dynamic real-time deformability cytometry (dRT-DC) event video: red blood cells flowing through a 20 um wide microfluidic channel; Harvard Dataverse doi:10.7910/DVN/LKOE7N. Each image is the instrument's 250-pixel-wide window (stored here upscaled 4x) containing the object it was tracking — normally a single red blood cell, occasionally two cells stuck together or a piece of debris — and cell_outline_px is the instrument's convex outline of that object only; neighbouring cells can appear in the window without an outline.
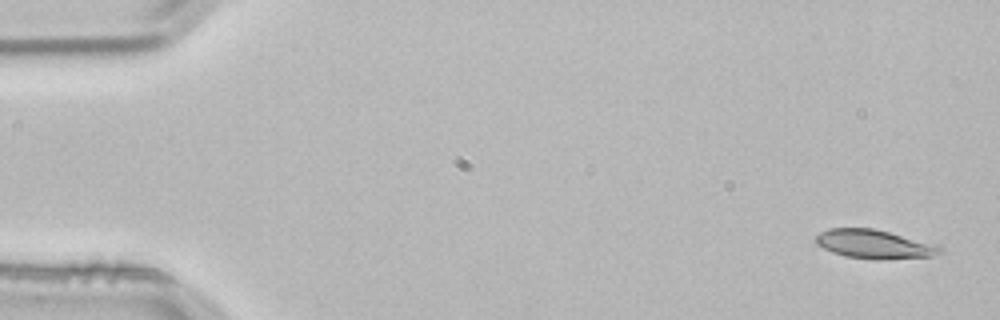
{"species": "common noctule bat (a hibernating species)", "species_latin": "Nyctalus noctula", "temperature_condition": "room temperature", "stored_images_in_passage": 4, "camera_frame_rate_fps": 3000, "um_per_image_px": 0.085, "animal": {"sex": "male", "body_mass_g": 21.5, "forearm_length_mm": 52.0}, "frame": {"image": 1, "passage_image": 1, "time_ms": 0.0, "image_size_px": [1000, 320], "cell_outline_px": [[944, 248], [940, 252], [932, 256], [880, 260], [872, 260], [844, 256], [832, 252], [816, 244], [816, 236], [820, 232], [828, 228], [876, 228], [940, 244]], "centroid_in_image_um": [74.36, 20.75], "position_along_channel_um": 10.6, "area_um2": 21.39}}
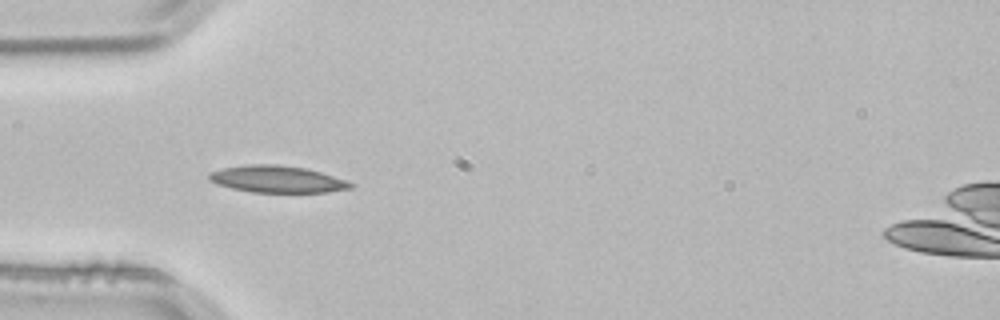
{"frame": {"image": 2, "passage_image": 4, "time_ms": 1.0, "image_size_px": [1000, 320], "cell_outline_px": [[356, 184], [352, 188], [328, 192], [252, 192], [232, 188], [216, 184], [208, 180], [208, 172], [224, 168], [248, 164], [276, 164], [304, 168], [320, 172]], "centroid_in_image_um": [23.52, 15.23], "position_along_channel_um": 61.5, "area_um2": 22.08}}